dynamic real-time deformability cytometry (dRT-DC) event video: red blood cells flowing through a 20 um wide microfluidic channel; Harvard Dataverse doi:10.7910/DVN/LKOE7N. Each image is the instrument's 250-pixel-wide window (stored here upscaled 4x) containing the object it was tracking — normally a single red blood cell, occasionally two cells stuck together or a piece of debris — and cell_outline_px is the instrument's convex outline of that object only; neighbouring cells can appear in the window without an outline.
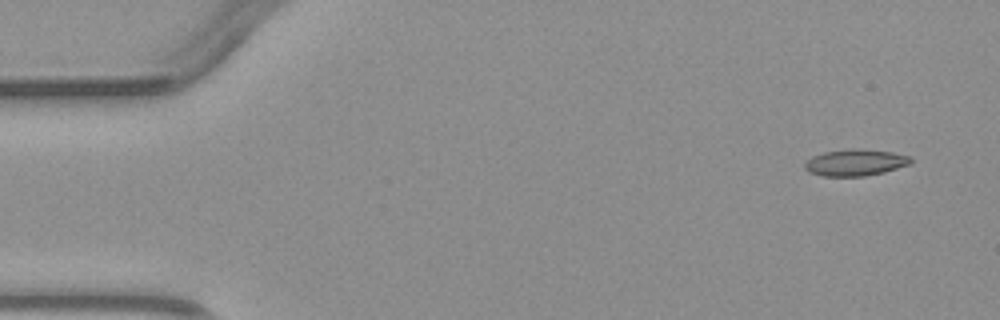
{"species": "common noctule bat (a hibernating species)", "species_latin": "Nyctalus noctula", "temperature_condition": "warm", "stored_images_in_passage": 4, "camera_frame_rate_fps": 3000, "um_per_image_px": 0.085, "animal": {"sex": "male", "body_mass_g": 23.1, "forearm_length_mm": 52.7}, "frame": {"image": 1, "passage_image": 1, "time_ms": 0.0, "image_size_px": [1000, 320], "cell_outline_px": [[912, 160], [908, 164], [884, 172], [864, 176], [820, 176], [808, 172], [804, 168], [804, 164], [812, 156], [824, 152], [852, 148], [856, 148], [892, 152], [912, 156]], "centroid_in_image_um": [72.67, 13.81], "position_along_channel_um": 12.3, "area_um2": 16.42}}
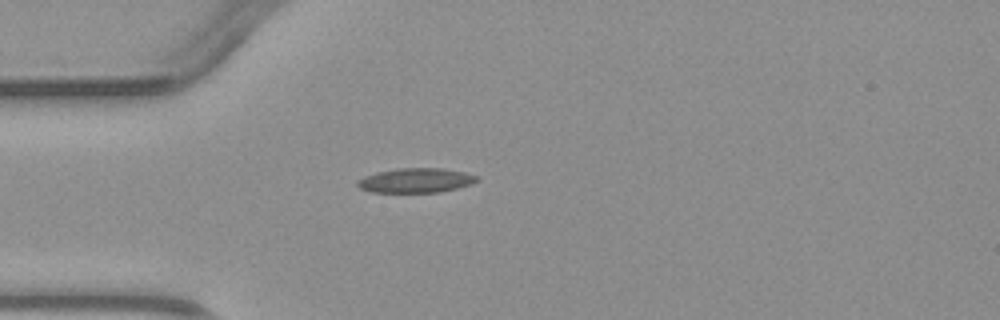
{"frame": {"image": 2, "passage_image": 4, "time_ms": 3.333, "image_size_px": [1000, 320], "cell_outline_px": [[480, 180], [472, 184], [440, 192], [372, 192], [360, 188], [356, 184], [356, 180], [364, 176], [376, 172], [396, 168], [440, 168], [464, 172], [480, 176]], "centroid_in_image_um": [35.35, 15.33], "position_along_channel_um": 49.6, "area_um2": 17.22}}